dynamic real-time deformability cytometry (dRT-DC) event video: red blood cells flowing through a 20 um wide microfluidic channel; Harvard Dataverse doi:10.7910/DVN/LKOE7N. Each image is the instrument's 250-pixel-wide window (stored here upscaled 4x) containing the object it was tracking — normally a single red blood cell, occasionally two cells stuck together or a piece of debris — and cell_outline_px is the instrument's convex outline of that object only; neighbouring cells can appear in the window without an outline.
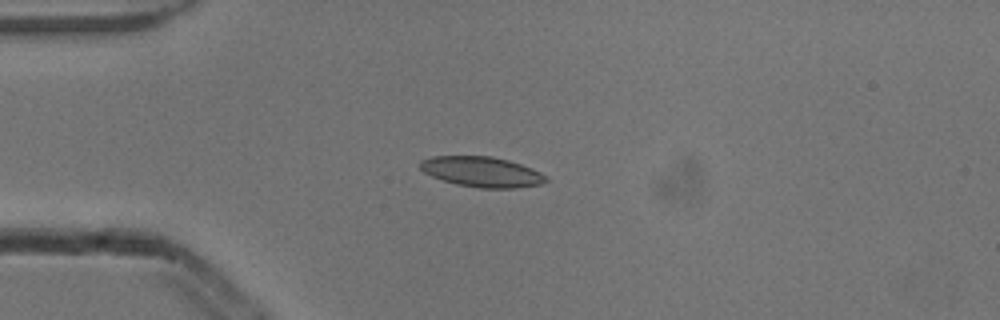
{"species": "common noctule bat (a hibernating species)", "species_latin": "Nyctalus noctula", "temperature_condition": "cold", "stored_images_in_passage": 1, "camera_frame_rate_fps": 3000, "um_per_image_px": 0.085, "animal": {"sex": "male", "body_mass_g": 13.3}, "frame": {"image": 1, "passage_image": 1, "time_ms": 0.0, "image_size_px": [1000, 320], "cell_outline_px": [[548, 180], [540, 184], [516, 188], [480, 188], [456, 184], [432, 176], [424, 172], [420, 168], [420, 160], [432, 156], [492, 156], [508, 160], [532, 168], [540, 172]], "centroid_in_image_um": [40.94, 14.6], "position_along_channel_um": 44.1, "area_um2": 22.08}}